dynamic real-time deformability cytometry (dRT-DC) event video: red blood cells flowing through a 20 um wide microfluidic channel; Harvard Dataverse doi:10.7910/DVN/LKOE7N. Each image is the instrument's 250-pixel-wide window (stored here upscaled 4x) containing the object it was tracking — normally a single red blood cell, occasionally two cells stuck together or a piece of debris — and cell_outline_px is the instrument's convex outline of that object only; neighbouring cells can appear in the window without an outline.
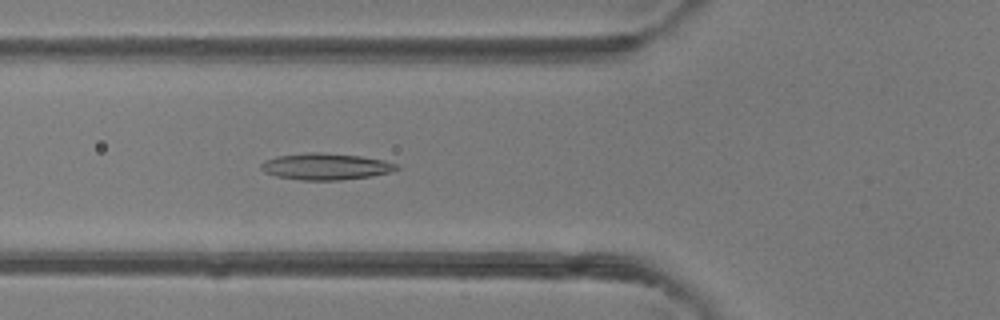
{"species": "common noctule bat (a hibernating species)", "species_latin": "Nyctalus noctula", "temperature_condition": "room temperature", "stored_images_in_passage": 47, "camera_frame_rate_fps": 3000, "um_per_image_px": 0.085, "animal": {"sex": "female"}, "frame": {"image": 1, "passage_image": 17, "time_ms": 5.333, "image_size_px": [1000, 320], "cell_outline_px": [[400, 168], [392, 172], [372, 176], [340, 180], [300, 180], [276, 176], [264, 172], [260, 168], [260, 164], [264, 160], [276, 156], [308, 152], [324, 152], [360, 156], [384, 160], [396, 164]], "centroid_in_image_um": [27.67, 14.15], "position_along_channel_um": 98.1, "area_um2": 21.15}}
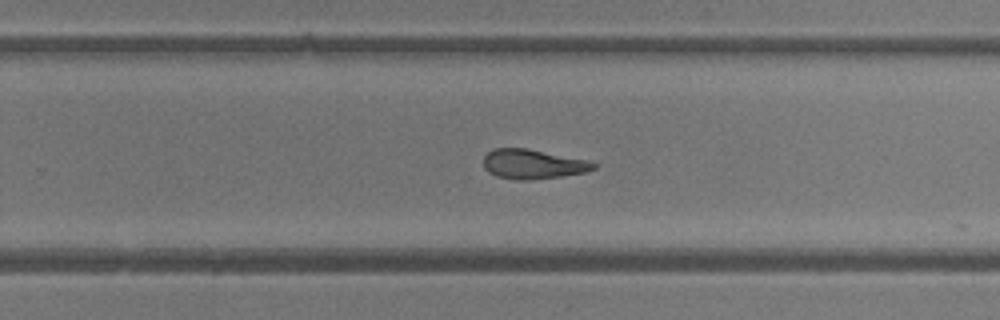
{"frame": {"image": 2, "passage_image": 30, "time_ms": 9.667, "image_size_px": [1000, 320], "cell_outline_px": [[596, 168], [584, 172], [564, 176], [532, 180], [516, 180], [496, 176], [488, 172], [484, 168], [484, 156], [492, 148], [528, 148], [584, 160], [596, 164]], "centroid_in_image_um": [45.24, 13.96], "position_along_channel_um": 284.6, "area_um2": 18.9}}
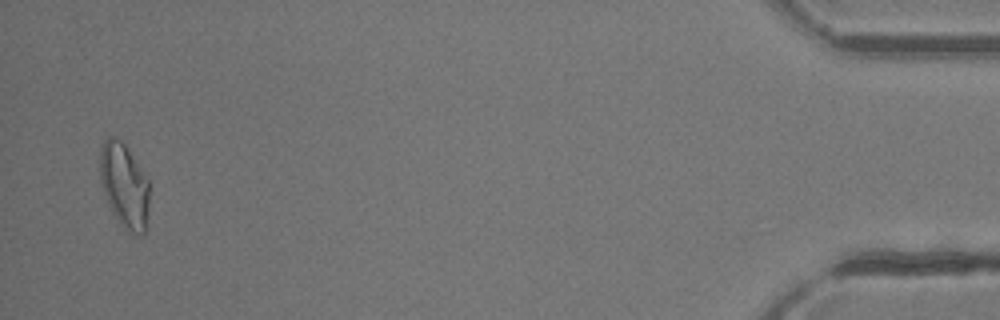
{"frame": {"image": 3, "passage_image": 46, "time_ms": 15.0, "image_size_px": [1000, 320], "cell_outline_px": [[148, 208], [144, 232], [140, 236], [136, 236], [124, 228], [120, 224], [112, 212], [104, 192], [100, 180], [100, 148], [104, 140], [108, 136], [112, 136], [120, 140], [124, 144], [148, 180]], "centroid_in_image_um": [10.54, 15.78], "position_along_channel_um": 424.7, "area_um2": 23.99}, "authors_computed_cell_mechanics": {"area_um2": 20.7502, "velocity_mm_per_s": 4.297, "shape_relaxation_time_tau1_ms": null, "shape_relaxation_time_tau2_ms": 6.9274, "deformation_change_tau1": null, "deformation_change_tau2": 0.1808}}